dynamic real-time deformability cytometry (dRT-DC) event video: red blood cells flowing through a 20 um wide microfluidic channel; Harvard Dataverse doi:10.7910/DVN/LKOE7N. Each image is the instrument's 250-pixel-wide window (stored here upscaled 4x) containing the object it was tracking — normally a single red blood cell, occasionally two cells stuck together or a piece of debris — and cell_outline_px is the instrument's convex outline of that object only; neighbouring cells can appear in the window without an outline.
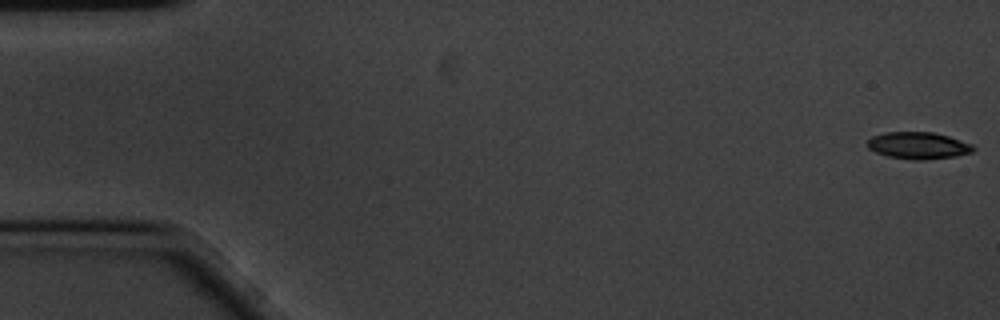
{"species": "common noctule bat (a hibernating species)", "species_latin": "Nyctalus noctula", "temperature_condition": "cold", "stored_images_in_passage": 58, "camera_frame_rate_fps": 3000, "um_per_image_px": 0.085, "animal": {"sex": "male", "body_mass_g": 20.1, "forearm_length_mm": 53.5}, "frame": {"image": 1, "passage_image": 1, "time_ms": 0.0, "image_size_px": [1000, 320], "cell_outline_px": [[976, 148], [972, 152], [956, 156], [924, 160], [912, 160], [888, 156], [876, 152], [868, 148], [868, 140], [872, 136], [884, 132], [932, 132], [948, 136], [972, 144]], "centroid_in_image_um": [78.06, 12.37], "position_along_channel_um": 6.9, "area_um2": 16.59}}
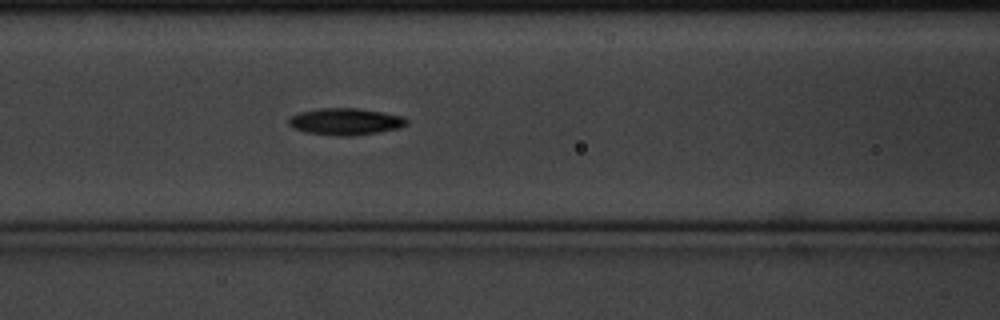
{"frame": {"image": 2, "passage_image": 24, "time_ms": 7.667, "image_size_px": [1000, 320], "cell_outline_px": [[408, 124], [400, 128], [352, 136], [340, 136], [304, 132], [292, 128], [288, 124], [288, 120], [292, 116], [300, 112], [320, 108], [356, 108], [384, 112], [404, 116], [408, 120]], "centroid_in_image_um": [29.38, 10.33], "position_along_channel_um": 137.2, "area_um2": 18.5}}
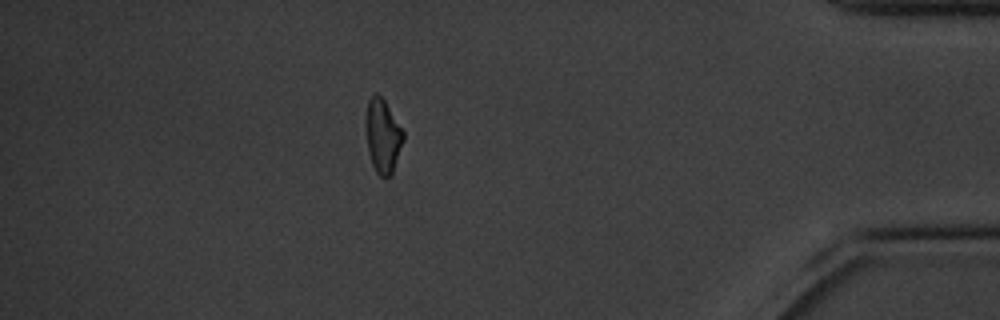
{"frame": {"image": 3, "passage_image": 51, "time_ms": 16.667, "image_size_px": [1000, 320], "cell_outline_px": [[404, 140], [392, 172], [384, 180], [376, 172], [372, 164], [368, 152], [364, 124], [364, 120], [368, 100], [376, 92], [384, 100], [404, 132]], "centroid_in_image_um": [32.5, 11.55], "position_along_channel_um": 402.7, "area_um2": 16.24}, "authors_computed_cell_mechanics": {"area_um2": 17.0221, "velocity_mm_per_s": 3.4417, "shape_relaxation_time_tau1_ms": 2.7841, "shape_relaxation_time_tau2_ms": null, "deformation_change_tau1": 0.1057, "deformation_change_tau2": null}}